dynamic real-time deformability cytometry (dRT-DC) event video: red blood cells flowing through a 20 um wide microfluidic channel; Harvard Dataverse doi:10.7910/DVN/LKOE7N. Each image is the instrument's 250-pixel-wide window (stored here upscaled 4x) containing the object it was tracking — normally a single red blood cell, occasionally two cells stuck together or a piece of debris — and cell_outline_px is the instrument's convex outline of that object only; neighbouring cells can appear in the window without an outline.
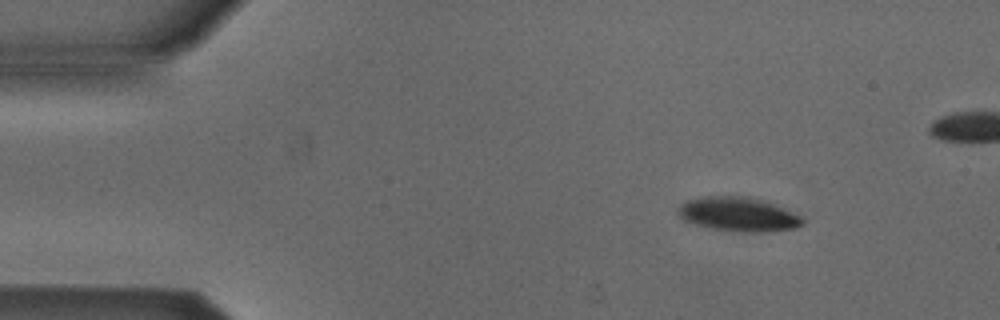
{"species": "Egyptian fruit bat (a non-hibernating species)", "species_latin": "Rousettus aegyptiacus", "temperature_condition": "cold", "stored_images_in_passage": 4, "camera_frame_rate_fps": 3000, "um_per_image_px": 0.085, "animal": {"sex": "male"}, "frame": {"image": 1, "passage_image": 1, "time_ms": 0.0, "image_size_px": [1000, 320], "cell_outline_px": [[804, 224], [796, 228], [768, 232], [740, 232], [712, 228], [696, 224], [684, 220], [676, 212], [680, 204], [688, 200], [704, 196], [756, 196], [800, 216], [804, 220]], "centroid_in_image_um": [62.77, 18.2], "position_along_channel_um": 22.2, "area_um2": 24.91}}